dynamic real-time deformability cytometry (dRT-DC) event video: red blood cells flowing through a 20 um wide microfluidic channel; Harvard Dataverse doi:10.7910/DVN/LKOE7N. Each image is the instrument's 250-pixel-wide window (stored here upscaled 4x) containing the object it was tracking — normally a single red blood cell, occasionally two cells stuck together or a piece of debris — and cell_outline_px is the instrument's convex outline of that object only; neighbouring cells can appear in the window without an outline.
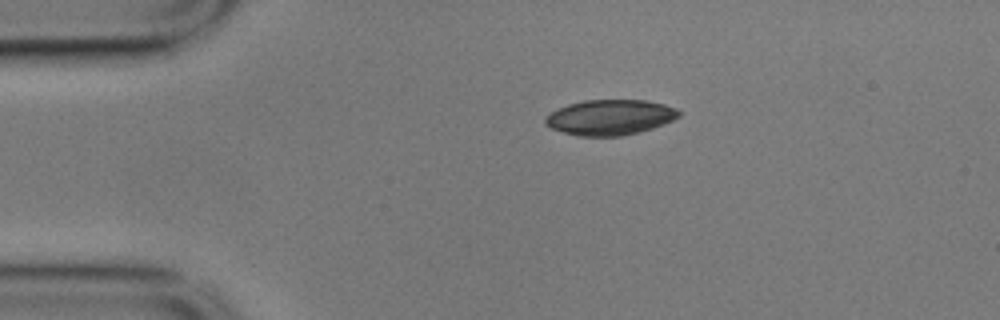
{"species": "common noctule bat (a hibernating species)", "species_latin": "Nyctalus noctula", "temperature_condition": "cold", "stored_images_in_passage": 46, "camera_frame_rate_fps": 3000, "um_per_image_px": 0.085, "animal": {"sex": "male", "body_mass_g": 17.9}, "frame": {"image": 1, "passage_image": 1, "time_ms": 0.0, "image_size_px": [1000, 320], "cell_outline_px": [[680, 116], [664, 124], [640, 132], [620, 136], [580, 136], [564, 132], [552, 128], [544, 124], [544, 116], [568, 104], [584, 100], [644, 100], [664, 104], [676, 108], [680, 112]], "centroid_in_image_um": [51.85, 9.97], "position_along_channel_um": 33.1, "area_um2": 27.46}}
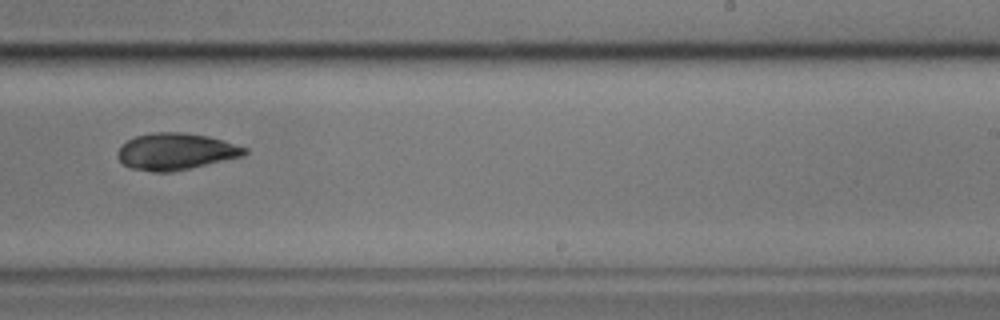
{"frame": {"image": 2, "passage_image": 25, "time_ms": 8.0, "image_size_px": [1000, 320], "cell_outline_px": [[248, 152], [244, 156], [172, 172], [152, 172], [128, 168], [116, 156], [116, 152], [128, 140], [136, 136], [156, 132], [184, 132], [208, 136], [224, 140], [248, 148]], "centroid_in_image_um": [14.95, 12.88], "position_along_channel_um": 274.0, "area_um2": 27.28}}
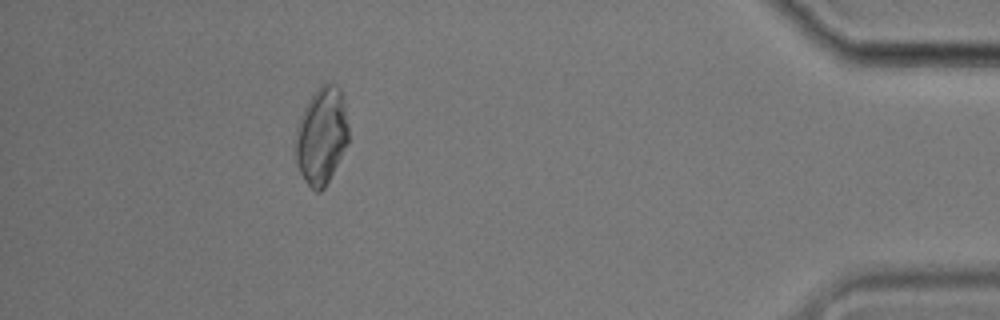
{"frame": {"image": 3, "passage_image": 41, "time_ms": 13.333, "image_size_px": [1000, 320], "cell_outline_px": [[348, 144], [324, 188], [320, 192], [316, 192], [308, 184], [300, 172], [296, 164], [296, 124], [304, 108], [316, 88], [324, 80], [328, 80], [336, 84], [340, 88], [344, 100], [348, 124]], "centroid_in_image_um": [27.34, 11.47], "position_along_channel_um": 407.9, "area_um2": 30.29}, "authors_computed_cell_mechanics": {"area_um2": 28.1197, "velocity_mm_per_s": 3.5085, "shape_relaxation_time_tau1_ms": 6.0125, "shape_relaxation_time_tau2_ms": 2.8486, "deformation_change_tau1": 0.21, "deformation_change_tau2": 0.0543}}